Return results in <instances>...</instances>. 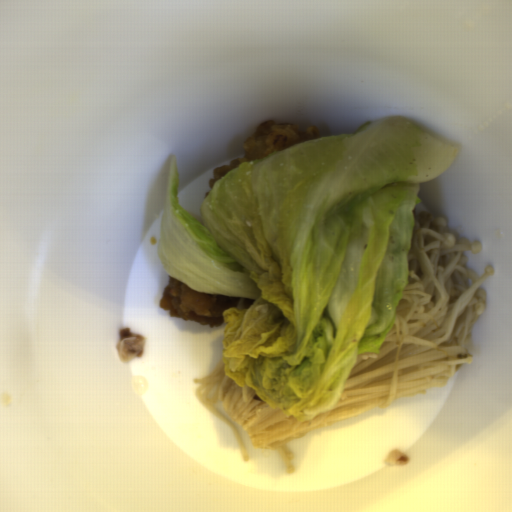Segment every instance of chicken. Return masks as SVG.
<instances>
[{
    "instance_id": "ae283196",
    "label": "chicken",
    "mask_w": 512,
    "mask_h": 512,
    "mask_svg": "<svg viewBox=\"0 0 512 512\" xmlns=\"http://www.w3.org/2000/svg\"><path fill=\"white\" fill-rule=\"evenodd\" d=\"M257 299L199 293L170 275L163 289L159 307L171 317L208 326L225 322L222 313L229 308H249Z\"/></svg>"
},
{
    "instance_id": "52989762",
    "label": "chicken",
    "mask_w": 512,
    "mask_h": 512,
    "mask_svg": "<svg viewBox=\"0 0 512 512\" xmlns=\"http://www.w3.org/2000/svg\"><path fill=\"white\" fill-rule=\"evenodd\" d=\"M312 138H319V132L315 127L299 128L288 121L275 122L270 119L263 122L244 143L240 158L213 170V176L209 182L210 191L219 178L237 166L254 162Z\"/></svg>"
}]
</instances>
